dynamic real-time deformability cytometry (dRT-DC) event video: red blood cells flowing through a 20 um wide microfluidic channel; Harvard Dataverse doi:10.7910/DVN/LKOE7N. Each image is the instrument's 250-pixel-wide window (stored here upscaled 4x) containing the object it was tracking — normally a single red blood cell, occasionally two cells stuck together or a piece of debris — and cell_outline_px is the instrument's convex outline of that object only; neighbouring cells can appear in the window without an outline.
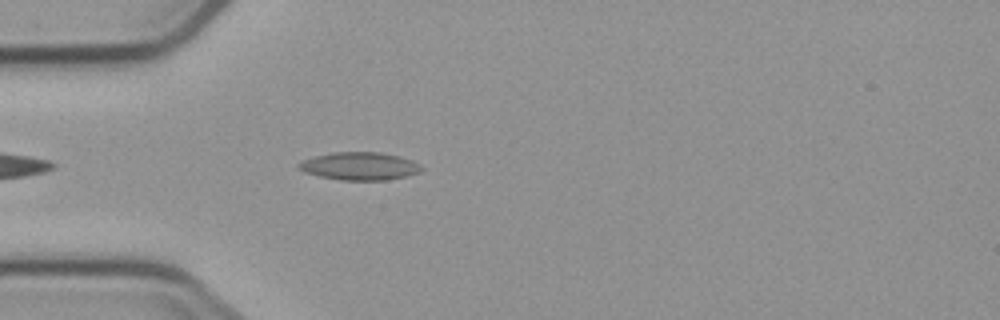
{"species": "common noctule bat (a hibernating species)", "species_latin": "Nyctalus noctula", "temperature_condition": "cold", "stored_images_in_passage": 2, "camera_frame_rate_fps": 3000, "um_per_image_px": 0.085, "animal": {"sex": "male", "body_mass_g": 23.1, "forearm_length_mm": 52.7}, "frame": {"image": 1, "passage_image": 2, "time_ms": 1.333, "image_size_px": [1000, 320], "cell_outline_px": [[424, 168], [420, 172], [404, 176], [384, 180], [340, 180], [320, 176], [304, 172], [296, 164], [304, 160], [316, 156], [332, 152], [380, 152], [400, 156], [412, 160], [420, 164]], "centroid_in_image_um": [30.59, 14.11], "position_along_channel_um": 54.4, "area_um2": 19.83}}